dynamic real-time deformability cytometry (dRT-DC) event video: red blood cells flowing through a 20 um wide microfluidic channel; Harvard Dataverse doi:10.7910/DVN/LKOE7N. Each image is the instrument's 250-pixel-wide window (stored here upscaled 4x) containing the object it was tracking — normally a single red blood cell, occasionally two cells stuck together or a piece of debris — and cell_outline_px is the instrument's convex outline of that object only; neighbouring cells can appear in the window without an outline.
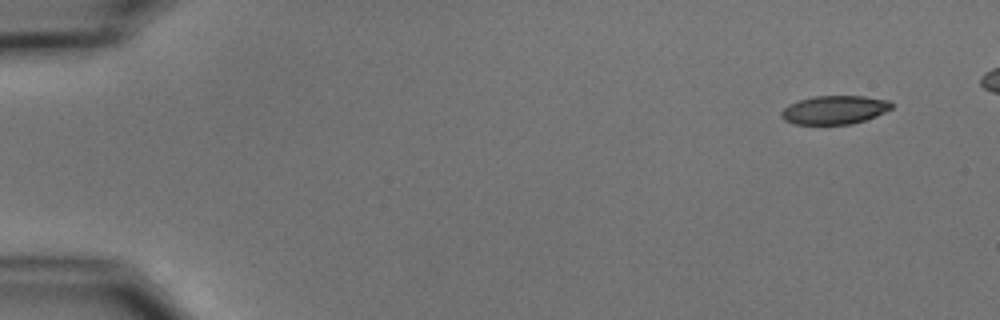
{"species": "common noctule bat (a hibernating species)", "species_latin": "Nyctalus noctula", "temperature_condition": "cold", "stored_images_in_passage": 7, "camera_frame_rate_fps": 3000, "um_per_image_px": 0.085, "animal": {"sex": "male", "body_mass_g": 15.6}, "frame": {"image": 1, "passage_image": 1, "time_ms": 0.0, "image_size_px": [1000, 320], "cell_outline_px": [[892, 108], [876, 116], [852, 124], [796, 124], [784, 120], [780, 116], [780, 112], [788, 104], [812, 96], [864, 96], [888, 100], [892, 104]], "centroid_in_image_um": [70.91, 9.34], "position_along_channel_um": 14.1, "area_um2": 18.32}}